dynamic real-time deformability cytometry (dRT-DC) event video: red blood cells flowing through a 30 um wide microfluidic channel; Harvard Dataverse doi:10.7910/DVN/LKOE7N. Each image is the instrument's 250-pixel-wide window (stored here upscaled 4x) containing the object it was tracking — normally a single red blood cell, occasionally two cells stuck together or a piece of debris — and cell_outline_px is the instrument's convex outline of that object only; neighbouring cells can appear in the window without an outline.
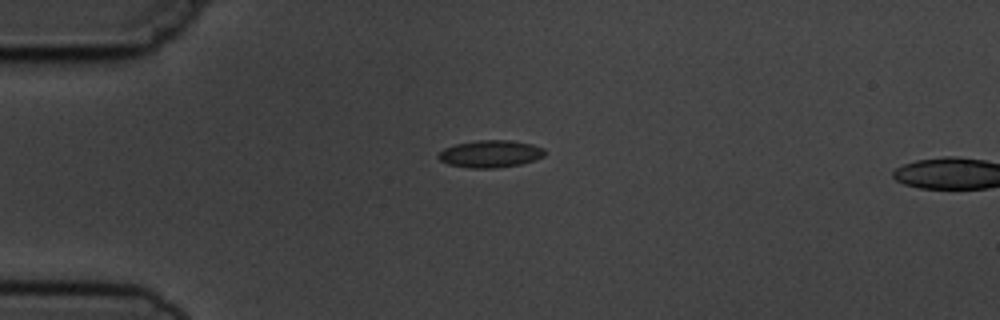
{"species": "common noctule bat (a hibernating species)", "species_latin": "Nyctalus noctula", "temperature_condition": "cold", "stored_images_in_passage": 5, "camera_frame_rate_fps": 3000, "um_per_image_px": 0.085, "animal": {"sex": "male", "body_mass_g": 19.5, "forearm_length_mm": 54.6}, "frame": {"image": 1, "passage_image": 4, "time_ms": 4.333, "image_size_px": [1000, 320], "cell_outline_px": [[544, 156], [536, 160], [520, 164], [496, 168], [468, 168], [448, 164], [440, 160], [436, 156], [444, 148], [456, 144], [476, 140], [512, 140], [532, 144], [544, 148]], "centroid_in_image_um": [41.68, 13.07], "position_along_channel_um": 43.3, "area_um2": 16.99}}